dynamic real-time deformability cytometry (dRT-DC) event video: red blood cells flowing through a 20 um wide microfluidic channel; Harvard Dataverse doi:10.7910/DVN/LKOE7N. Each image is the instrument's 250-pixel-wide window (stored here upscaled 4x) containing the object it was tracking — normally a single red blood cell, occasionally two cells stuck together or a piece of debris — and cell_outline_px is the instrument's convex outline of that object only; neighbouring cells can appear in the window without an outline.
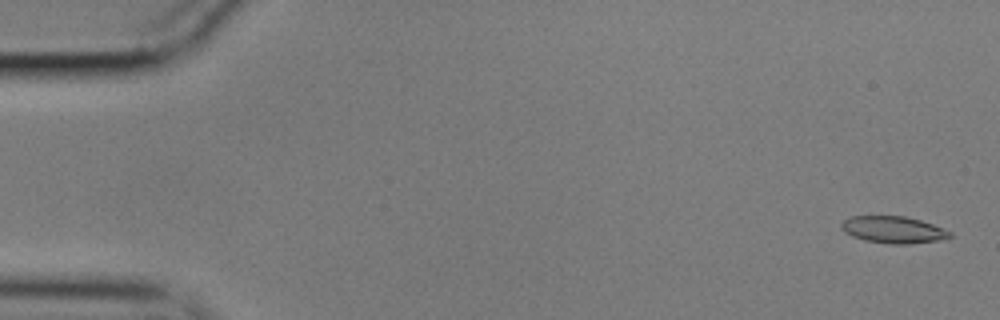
{"species": "common noctule bat (a hibernating species)", "species_latin": "Nyctalus noctula", "temperature_condition": "cold", "stored_images_in_passage": 56, "camera_frame_rate_fps": 3000, "um_per_image_px": 0.085, "animal": {"sex": "male", "body_mass_g": 17.9}, "frame": {"image": 1, "passage_image": 2, "time_ms": 0.333, "image_size_px": [1000, 320], "cell_outline_px": [[952, 236], [940, 240], [912, 244], [888, 244], [864, 240], [852, 236], [844, 232], [840, 228], [840, 224], [844, 220], [852, 216], [904, 216], [920, 220], [932, 224], [952, 232]], "centroid_in_image_um": [75.92, 19.53], "position_along_channel_um": 9.1, "area_um2": 17.11}}
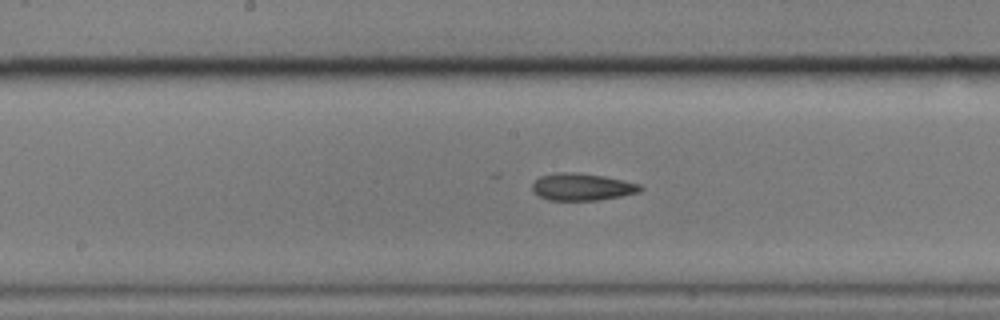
{"frame": {"image": 2, "passage_image": 29, "time_ms": 9.333, "image_size_px": [1000, 320], "cell_outline_px": [[644, 188], [640, 192], [600, 200], [548, 200], [532, 192], [532, 184], [540, 176], [556, 172], [576, 172], [604, 176], [624, 180], [640, 184]], "centroid_in_image_um": [49.48, 15.88], "position_along_channel_um": 198.7, "area_um2": 17.22}}
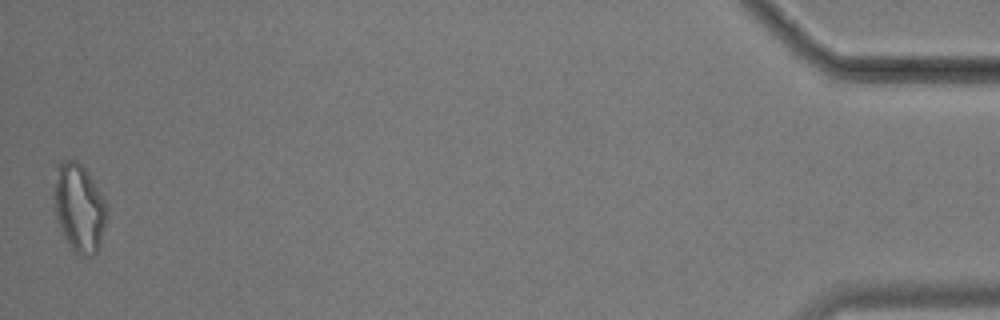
{"frame": {"image": 3, "passage_image": 56, "time_ms": 18.333, "image_size_px": [1000, 320], "cell_outline_px": [[108, 216], [100, 244], [96, 252], [92, 256], [84, 256], [76, 252], [68, 244], [60, 232], [56, 220], [52, 196], [52, 184], [56, 164], [60, 160], [76, 160], [88, 172], [100, 192], [108, 208]], "centroid_in_image_um": [6.68, 17.63], "position_along_channel_um": 428.5, "area_um2": 27.98}, "authors_computed_cell_mechanics": {"area_um2": 17.4845, "velocity_mm_per_s": 3.551, "shape_relaxation_time_tau1_ms": 4.5104, "shape_relaxation_time_tau2_ms": null, "deformation_change_tau1": 0.1215, "deformation_change_tau2": null}}